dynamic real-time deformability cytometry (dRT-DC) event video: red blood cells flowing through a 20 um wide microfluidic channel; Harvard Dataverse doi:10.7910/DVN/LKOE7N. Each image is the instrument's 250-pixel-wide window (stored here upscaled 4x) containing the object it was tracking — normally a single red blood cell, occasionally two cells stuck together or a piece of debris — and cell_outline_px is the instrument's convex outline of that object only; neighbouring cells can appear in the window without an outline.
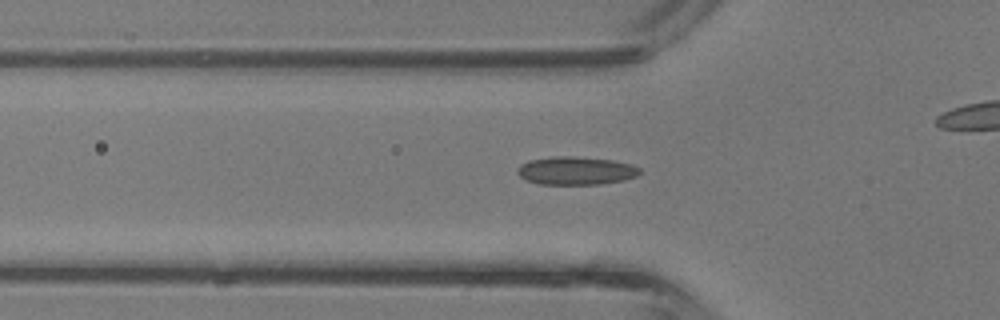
{"species": "common noctule bat (a hibernating species)", "species_latin": "Nyctalus noctula", "temperature_condition": "room temperature", "stored_images_in_passage": 33, "camera_frame_rate_fps": 3000, "um_per_image_px": 0.085, "animal": {"sex": "male", "body_mass_g": 13.3}, "frame": {"image": 1, "passage_image": 14, "time_ms": 4.333, "image_size_px": [1000, 320], "cell_outline_px": [[640, 172], [636, 176], [624, 180], [600, 184], [540, 184], [528, 180], [520, 176], [516, 172], [516, 168], [520, 164], [528, 160], [552, 156], [572, 156], [612, 160], [632, 164], [640, 168]], "centroid_in_image_um": [48.93, 14.5], "position_along_channel_um": 76.9, "area_um2": 20.11}}
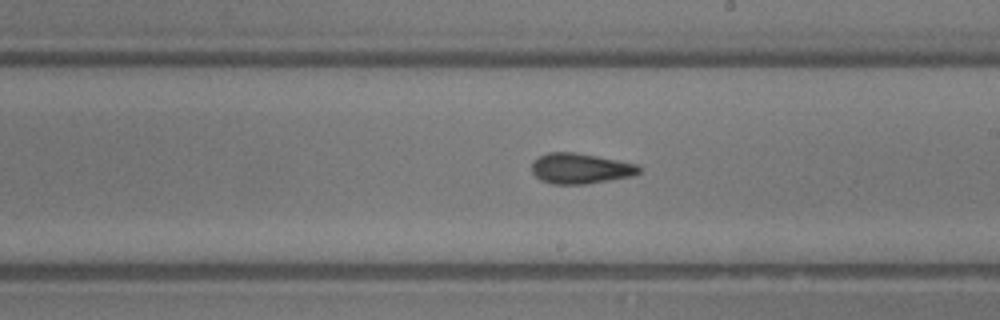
{"frame": {"image": 2, "passage_image": 24, "time_ms": 7.667, "image_size_px": [1000, 320], "cell_outline_px": [[640, 172], [632, 176], [584, 184], [552, 184], [540, 180], [532, 172], [532, 164], [540, 156], [548, 152], [576, 152], [636, 164], [640, 168]], "centroid_in_image_um": [49.31, 14.32], "position_along_channel_um": 239.7, "area_um2": 18.79}}
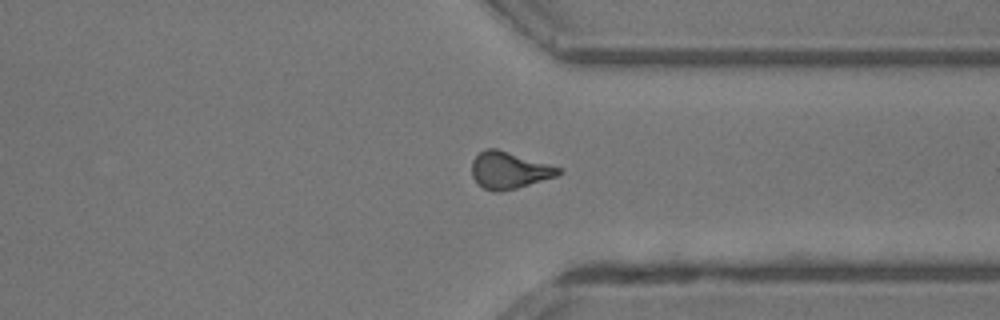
{"frame": {"image": 3, "passage_image": 32, "time_ms": 10.333, "image_size_px": [1000, 320], "cell_outline_px": [[564, 172], [556, 176], [516, 188], [500, 192], [492, 192], [484, 188], [472, 176], [472, 160], [480, 152], [488, 148], [496, 148], [564, 168]], "centroid_in_image_um": [43.31, 14.47], "position_along_channel_um": 368.1, "area_um2": 18.61}}